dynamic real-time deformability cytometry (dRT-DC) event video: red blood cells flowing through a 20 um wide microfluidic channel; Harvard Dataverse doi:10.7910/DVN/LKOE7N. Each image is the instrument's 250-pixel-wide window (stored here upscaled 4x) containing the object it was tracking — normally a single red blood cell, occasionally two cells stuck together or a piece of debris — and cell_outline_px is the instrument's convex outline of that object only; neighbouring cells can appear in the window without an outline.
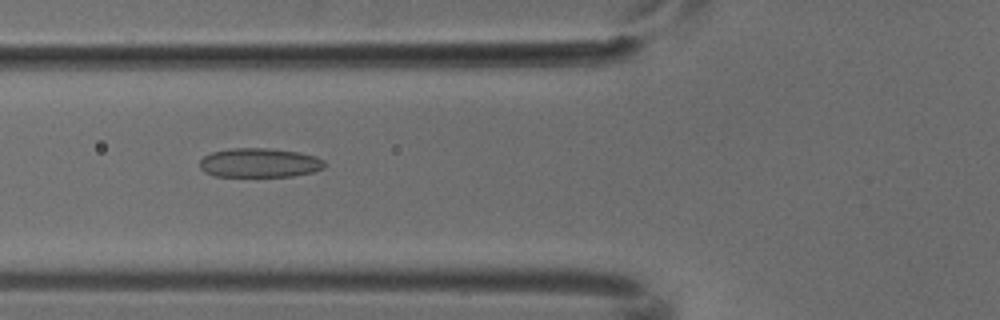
{"species": "common noctule bat (a hibernating species)", "species_latin": "Nyctalus noctula", "temperature_condition": "cold", "stored_images_in_passage": 6, "camera_frame_rate_fps": 3000, "um_per_image_px": 0.085, "animal": {"sex": "male", "body_mass_g": 18.8}, "frame": {"image": 1, "passage_image": 5, "time_ms": 1.333, "image_size_px": [1000, 320], "cell_outline_px": [[328, 164], [324, 168], [312, 172], [292, 176], [212, 176], [204, 172], [200, 168], [200, 160], [204, 156], [212, 152], [232, 148], [268, 148], [300, 152], [316, 156], [324, 160]], "centroid_in_image_um": [22.08, 13.83], "position_along_channel_um": 103.7, "area_um2": 21.44}}
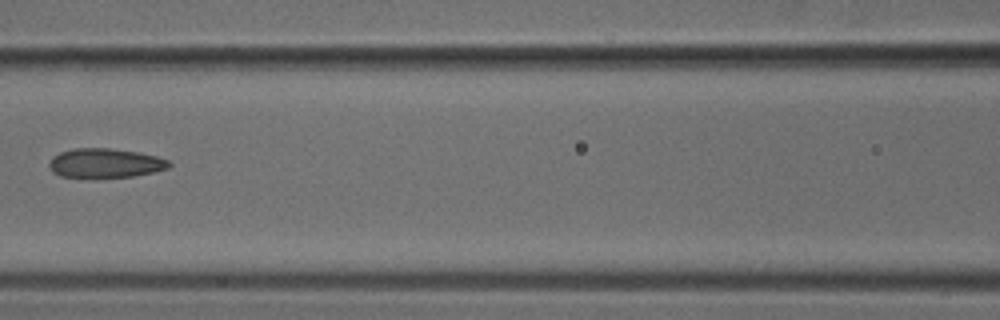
{"frame": {"image": 2, "passage_image": 6, "time_ms": 1.667, "image_size_px": [1000, 320], "cell_outline_px": [[172, 164], [168, 168], [152, 172], [132, 176], [60, 176], [52, 172], [48, 164], [52, 156], [60, 152], [72, 148], [108, 148], [140, 152], [156, 156], [168, 160]], "centroid_in_image_um": [8.93, 13.83], "position_along_channel_um": 157.7, "area_um2": 20.17}}